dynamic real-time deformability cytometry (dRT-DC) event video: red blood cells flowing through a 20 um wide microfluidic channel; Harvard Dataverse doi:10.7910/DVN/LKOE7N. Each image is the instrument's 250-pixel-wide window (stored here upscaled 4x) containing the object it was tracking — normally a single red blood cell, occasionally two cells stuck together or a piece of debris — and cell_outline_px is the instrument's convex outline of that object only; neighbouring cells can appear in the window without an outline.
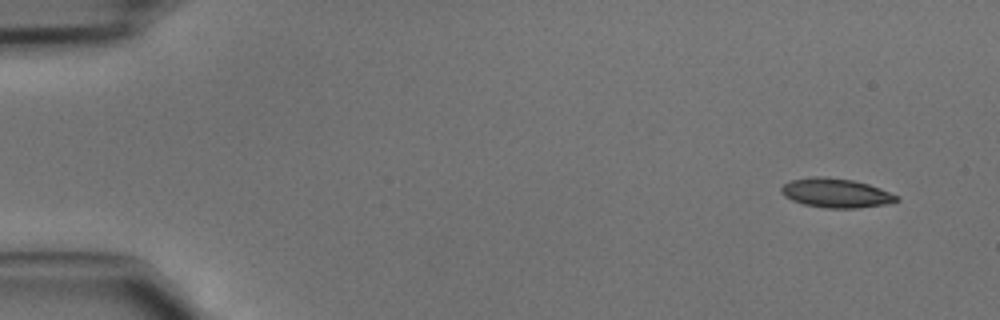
{"species": "common noctule bat (a hibernating species)", "species_latin": "Nyctalus noctula", "temperature_condition": "cold", "stored_images_in_passage": 43, "camera_frame_rate_fps": 3000, "um_per_image_px": 0.085, "animal": {"sex": "male", "body_mass_g": 15.6}, "frame": {"image": 1, "passage_image": 1, "time_ms": 0.0, "image_size_px": [1000, 320], "cell_outline_px": [[900, 200], [884, 204], [856, 208], [824, 208], [804, 204], [792, 200], [784, 196], [780, 192], [780, 188], [784, 184], [792, 180], [816, 176], [852, 180], [868, 184], [880, 188], [900, 196]], "centroid_in_image_um": [71.05, 16.41], "position_along_channel_um": 13.9, "area_um2": 19.48}}
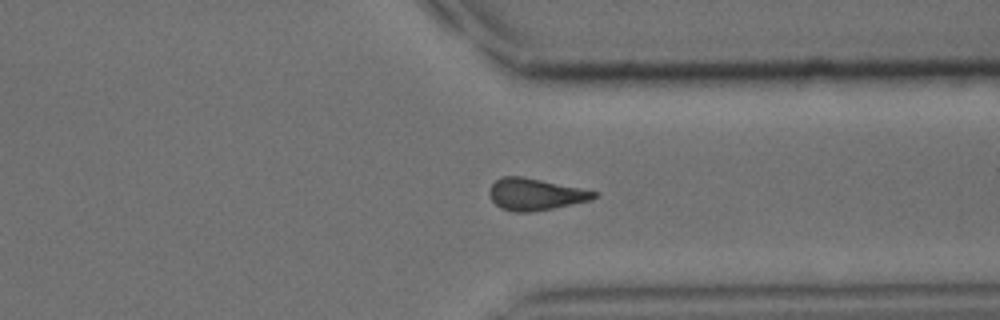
{"frame": {"image": 2, "passage_image": 33, "time_ms": 10.667, "image_size_px": [1000, 320], "cell_outline_px": [[596, 196], [592, 200], [552, 208], [528, 212], [512, 212], [500, 208], [492, 200], [488, 192], [488, 188], [500, 176], [524, 176], [596, 192]], "centroid_in_image_um": [45.43, 16.51], "position_along_channel_um": 366.0, "area_um2": 19.25}}
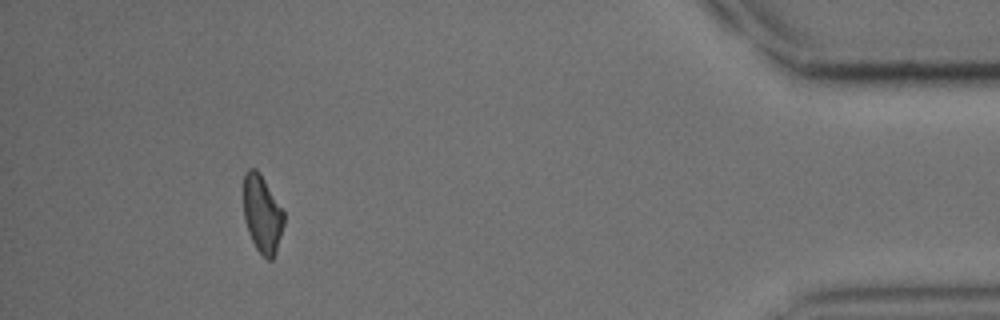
{"frame": {"image": 3, "passage_image": 40, "time_ms": 13.0, "image_size_px": [1000, 320], "cell_outline_px": [[284, 224], [276, 252], [272, 260], [268, 260], [256, 248], [248, 232], [244, 220], [244, 172], [248, 168], [256, 168], [260, 172], [284, 212]], "centroid_in_image_um": [22.28, 18.17], "position_along_channel_um": 412.9, "area_um2": 18.26}}